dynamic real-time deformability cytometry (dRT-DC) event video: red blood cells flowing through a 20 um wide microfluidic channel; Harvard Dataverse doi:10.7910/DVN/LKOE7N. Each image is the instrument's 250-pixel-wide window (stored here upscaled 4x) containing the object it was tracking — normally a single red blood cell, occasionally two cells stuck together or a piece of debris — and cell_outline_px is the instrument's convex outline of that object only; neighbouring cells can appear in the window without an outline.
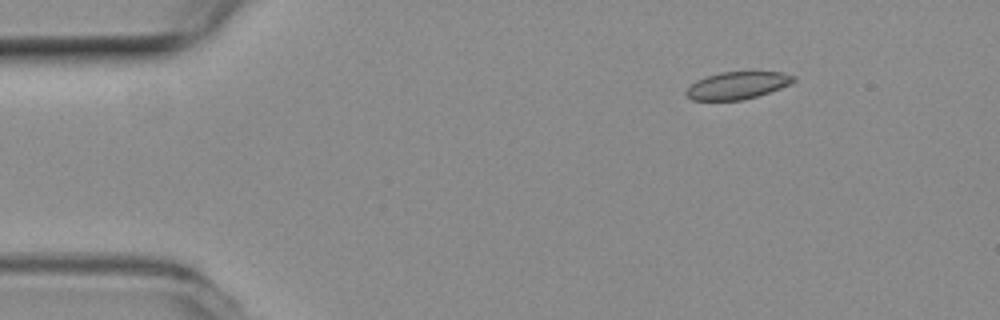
{"species": "common noctule bat (a hibernating species)", "species_latin": "Nyctalus noctula", "temperature_condition": "room temperature", "stored_images_in_passage": 6, "camera_frame_rate_fps": 3000, "um_per_image_px": 0.085, "animal": {"sex": "female", "body_mass_g": 19.3, "forearm_length_mm": 54.1}, "frame": {"image": 1, "passage_image": 1, "time_ms": 0.0, "image_size_px": [1000, 320], "cell_outline_px": [[796, 80], [780, 88], [756, 96], [740, 100], [692, 100], [684, 92], [696, 80], [720, 72], [784, 72], [796, 76]], "centroid_in_image_um": [62.68, 7.25], "position_along_channel_um": 22.3, "area_um2": 16.88}}
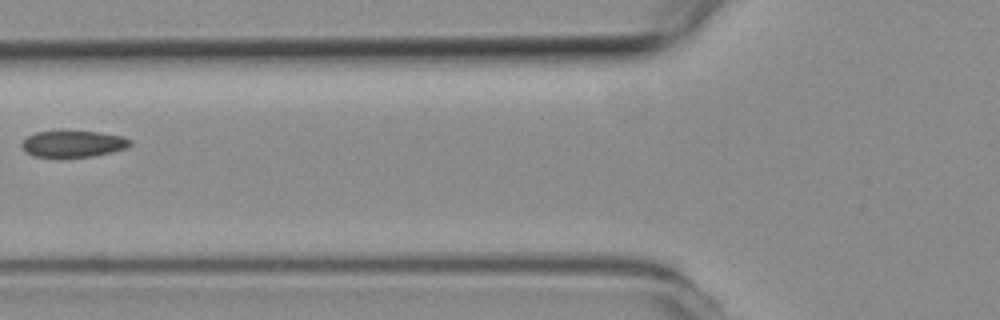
{"frame": {"image": 2, "passage_image": 5, "time_ms": 1.333, "image_size_px": [1000, 320], "cell_outline_px": [[132, 144], [124, 148], [112, 152], [92, 156], [32, 156], [24, 152], [20, 144], [28, 136], [36, 132], [100, 132], [120, 136], [132, 140]], "centroid_in_image_um": [6.2, 12.23], "position_along_channel_um": 119.6, "area_um2": 16.3}}
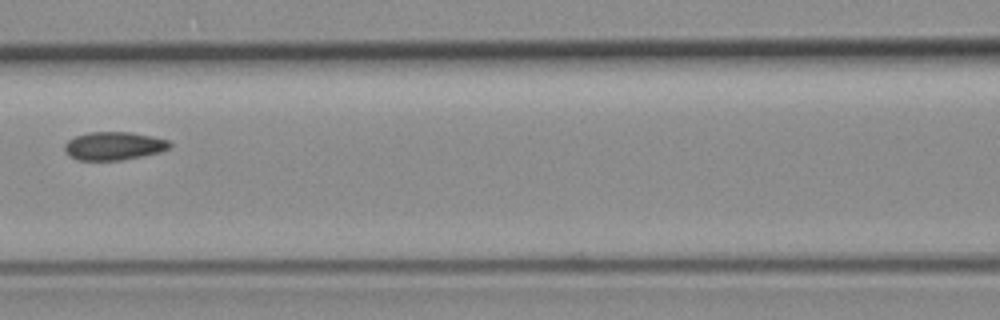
{"frame": {"image": 3, "passage_image": 6, "time_ms": 1.667, "image_size_px": [1000, 320], "cell_outline_px": [[172, 144], [168, 148], [160, 152], [120, 160], [80, 160], [72, 156], [64, 148], [64, 144], [68, 140], [76, 136], [88, 132], [132, 132], [152, 136], [168, 140]], "centroid_in_image_um": [9.69, 12.39], "position_along_channel_um": 156.9, "area_um2": 17.05}}